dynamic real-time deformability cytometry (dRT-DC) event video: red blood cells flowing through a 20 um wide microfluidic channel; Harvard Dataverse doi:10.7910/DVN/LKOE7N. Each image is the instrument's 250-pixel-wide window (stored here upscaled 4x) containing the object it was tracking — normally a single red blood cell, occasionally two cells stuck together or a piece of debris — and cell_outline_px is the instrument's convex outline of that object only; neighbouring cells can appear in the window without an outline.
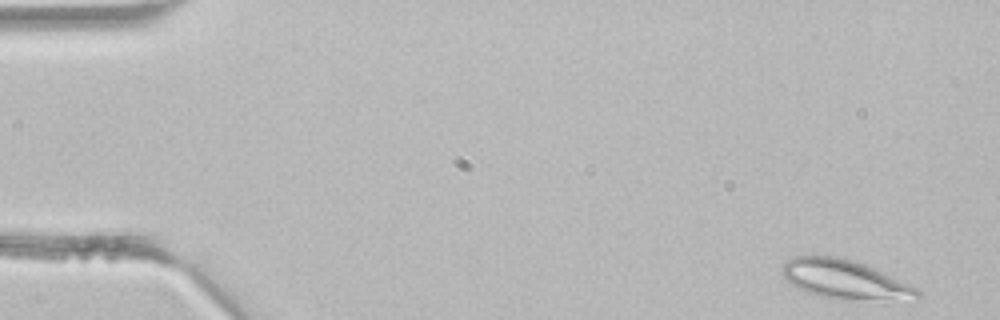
{"species": "common noctule bat (a hibernating species)", "species_latin": "Nyctalus noctula", "temperature_condition": "room temperature", "stored_images_in_passage": 44, "camera_frame_rate_fps": 3000, "um_per_image_px": 0.085, "animal": {"sex": "male", "body_mass_g": 21.5, "forearm_length_mm": 52.0}, "frame": {"image": 1, "passage_image": 1, "time_ms": 0.0, "image_size_px": [1000, 320], "cell_outline_px": [[920, 296], [916, 300], [820, 296], [808, 292], [792, 284], [780, 272], [780, 268], [792, 256], [836, 256], [852, 260], [864, 264], [916, 288], [920, 292]], "centroid_in_image_um": [71.76, 23.71], "position_along_channel_um": 13.2, "area_um2": 29.48}}
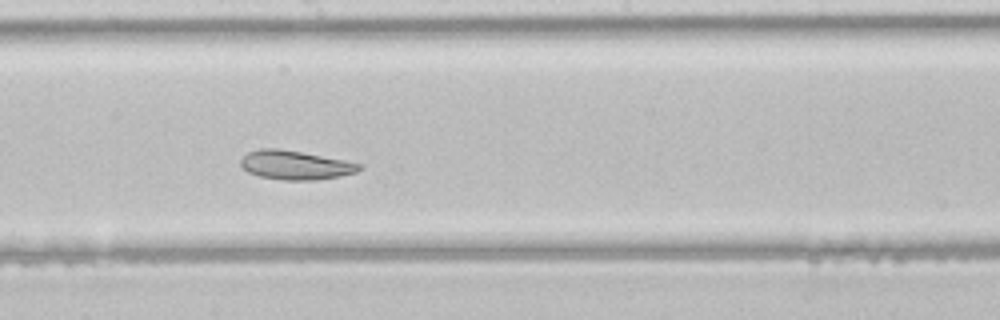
{"frame": {"image": 2, "passage_image": 23, "time_ms": 7.333, "image_size_px": [1000, 320], "cell_outline_px": [[364, 168], [356, 172], [340, 176], [316, 180], [284, 180], [260, 176], [248, 172], [240, 164], [240, 160], [248, 152], [260, 148], [276, 148], [300, 152], [344, 160], [364, 164]], "centroid_in_image_um": [25.13, 14.03], "position_along_channel_um": 223.1, "area_um2": 19.94}}
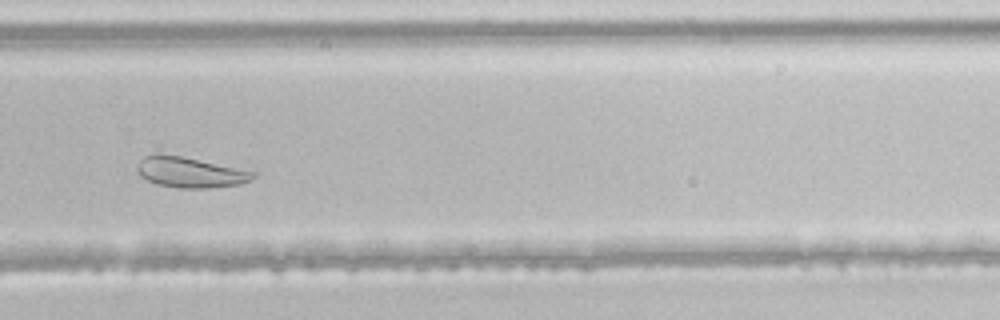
{"frame": {"image": 3, "passage_image": 29, "time_ms": 9.333, "image_size_px": [1000, 320], "cell_outline_px": [[256, 176], [252, 180], [240, 184], [208, 188], [180, 188], [160, 184], [148, 180], [140, 176], [136, 172], [136, 164], [144, 156], [180, 156], [256, 172]], "centroid_in_image_um": [16.18, 14.67], "position_along_channel_um": 313.6, "area_um2": 20.06}}